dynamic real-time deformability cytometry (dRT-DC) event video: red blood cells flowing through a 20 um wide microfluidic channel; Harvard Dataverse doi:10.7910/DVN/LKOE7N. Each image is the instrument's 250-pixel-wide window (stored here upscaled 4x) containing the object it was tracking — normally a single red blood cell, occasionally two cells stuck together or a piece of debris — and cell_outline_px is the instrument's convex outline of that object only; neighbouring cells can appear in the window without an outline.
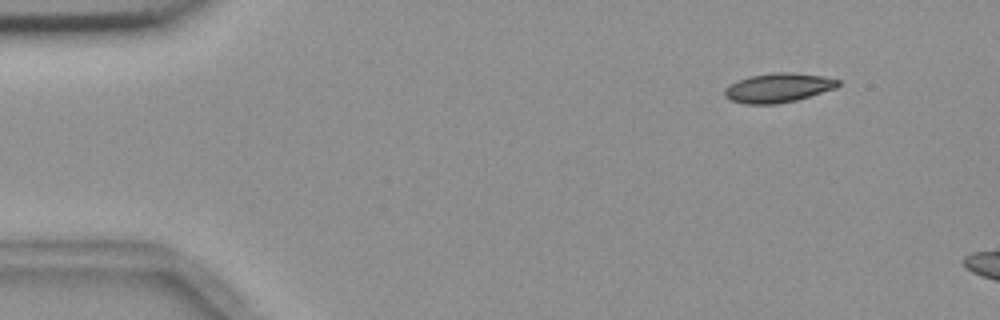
{"species": "common noctule bat (a hibernating species)", "species_latin": "Nyctalus noctula", "temperature_condition": "room temperature", "stored_images_in_passage": 4, "camera_frame_rate_fps": 3000, "um_per_image_px": 0.085, "animal": {"sex": "female", "body_mass_g": 18.4}, "frame": {"image": 1, "passage_image": 1, "time_ms": 0.0, "image_size_px": [1000, 320], "cell_outline_px": [[840, 84], [836, 88], [796, 100], [776, 104], [744, 104], [728, 100], [724, 96], [724, 88], [728, 84], [736, 80], [748, 76], [776, 72], [792, 72], [824, 76], [840, 80]], "centroid_in_image_um": [66.09, 7.46], "position_along_channel_um": 18.9, "area_um2": 19.65}}